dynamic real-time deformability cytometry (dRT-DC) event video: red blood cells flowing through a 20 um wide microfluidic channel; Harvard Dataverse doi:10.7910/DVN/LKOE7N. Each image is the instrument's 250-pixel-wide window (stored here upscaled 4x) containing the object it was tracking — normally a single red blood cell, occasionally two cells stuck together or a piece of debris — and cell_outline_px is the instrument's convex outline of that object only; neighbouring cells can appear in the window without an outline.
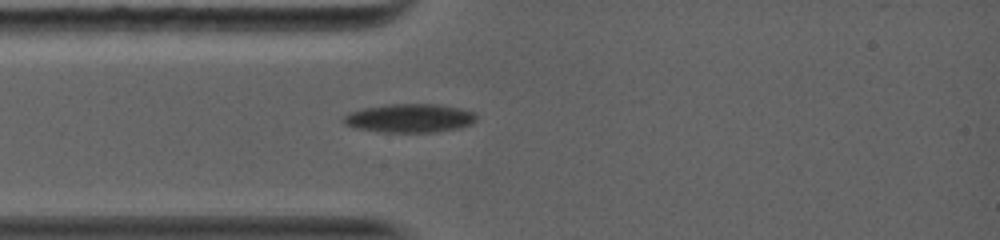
{"species": "common noctule bat (a hibernating species)", "species_latin": "Nyctalus noctula", "temperature_condition": "warm", "stored_images_in_passage": 37, "camera_frame_rate_fps": 5000, "um_per_image_px": 0.085, "animal": {"sex": "female", "body_mass_g": 19.0, "forearm_length_mm": 56.7}, "frame": {"image": 1, "passage_image": 1, "time_ms": 0.0, "image_size_px": [1000, 240], "cell_outline_px": [[476, 120], [472, 124], [456, 128], [432, 132], [380, 132], [356, 128], [344, 124], [340, 120], [348, 112], [364, 108], [388, 104], [436, 104], [460, 108], [476, 112]], "centroid_in_image_um": [34.79, 10.04], "position_along_channel_um": 50.2, "area_um2": 22.25}}
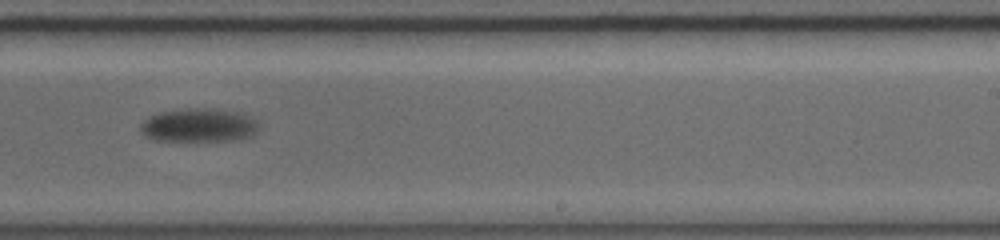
{"frame": {"image": 2, "passage_image": 16, "time_ms": 5.8, "image_size_px": [1000, 240], "cell_outline_px": [[260, 128], [252, 136], [232, 140], [156, 140], [140, 132], [140, 124], [144, 120], [160, 112], [188, 108], [212, 108], [240, 112], [252, 116], [260, 124]], "centroid_in_image_um": [16.97, 10.63], "position_along_channel_um": 272.0, "area_um2": 23.18}}
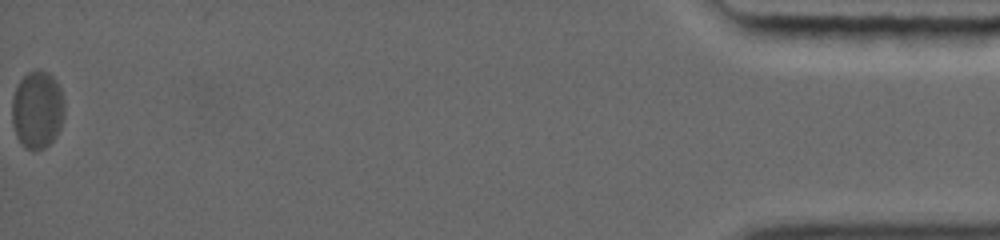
{"frame": {"image": 3, "passage_image": 37, "time_ms": 13.8, "image_size_px": [1000, 240], "cell_outline_px": [[64, 116], [60, 128], [56, 136], [44, 148], [36, 152], [20, 144], [16, 136], [12, 120], [12, 100], [16, 88], [20, 80], [28, 72], [36, 68], [40, 68], [48, 72], [56, 80], [60, 88], [64, 100]], "centroid_in_image_um": [3.18, 9.31], "position_along_channel_um": 432.0, "area_um2": 24.04}, "authors_computed_cell_mechanics": {"area_um2": 23.5246, "velocity_mm_per_s": 3.835, "shape_relaxation_time_tau1_ms": 3.1492, "shape_relaxation_time_tau2_ms": null, "deformation_change_tau1": 0.1537, "deformation_change_tau2": null}}